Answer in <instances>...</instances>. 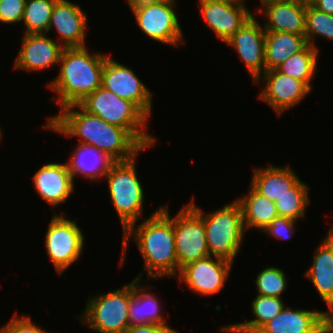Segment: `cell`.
Returning a JSON list of instances; mask_svg holds the SVG:
<instances>
[{"mask_svg": "<svg viewBox=\"0 0 333 333\" xmlns=\"http://www.w3.org/2000/svg\"><path fill=\"white\" fill-rule=\"evenodd\" d=\"M307 45L305 35L266 31L265 71L276 69L292 54L302 51Z\"/></svg>", "mask_w": 333, "mask_h": 333, "instance_id": "cell-25", "label": "cell"}, {"mask_svg": "<svg viewBox=\"0 0 333 333\" xmlns=\"http://www.w3.org/2000/svg\"><path fill=\"white\" fill-rule=\"evenodd\" d=\"M265 83L258 96L280 116L284 111L300 103L311 91L302 81L278 72L276 69L265 71L256 81Z\"/></svg>", "mask_w": 333, "mask_h": 333, "instance_id": "cell-15", "label": "cell"}, {"mask_svg": "<svg viewBox=\"0 0 333 333\" xmlns=\"http://www.w3.org/2000/svg\"><path fill=\"white\" fill-rule=\"evenodd\" d=\"M64 47L46 33L23 34L14 69L27 72L46 69L58 64Z\"/></svg>", "mask_w": 333, "mask_h": 333, "instance_id": "cell-17", "label": "cell"}, {"mask_svg": "<svg viewBox=\"0 0 333 333\" xmlns=\"http://www.w3.org/2000/svg\"><path fill=\"white\" fill-rule=\"evenodd\" d=\"M175 249L180 269L209 255L203 218L189 205L173 217Z\"/></svg>", "mask_w": 333, "mask_h": 333, "instance_id": "cell-10", "label": "cell"}, {"mask_svg": "<svg viewBox=\"0 0 333 333\" xmlns=\"http://www.w3.org/2000/svg\"><path fill=\"white\" fill-rule=\"evenodd\" d=\"M308 2L319 11L333 15V0H309Z\"/></svg>", "mask_w": 333, "mask_h": 333, "instance_id": "cell-38", "label": "cell"}, {"mask_svg": "<svg viewBox=\"0 0 333 333\" xmlns=\"http://www.w3.org/2000/svg\"><path fill=\"white\" fill-rule=\"evenodd\" d=\"M330 331L333 333V314L330 316Z\"/></svg>", "mask_w": 333, "mask_h": 333, "instance_id": "cell-41", "label": "cell"}, {"mask_svg": "<svg viewBox=\"0 0 333 333\" xmlns=\"http://www.w3.org/2000/svg\"><path fill=\"white\" fill-rule=\"evenodd\" d=\"M161 1H164V0H127V3L130 6V8L132 9L139 5H143V4H147V3H157V2H161Z\"/></svg>", "mask_w": 333, "mask_h": 333, "instance_id": "cell-39", "label": "cell"}, {"mask_svg": "<svg viewBox=\"0 0 333 333\" xmlns=\"http://www.w3.org/2000/svg\"><path fill=\"white\" fill-rule=\"evenodd\" d=\"M47 120L44 128L66 137H78V144L93 146L114 162L131 160L146 150L126 129L105 122L78 104L60 108L59 114Z\"/></svg>", "mask_w": 333, "mask_h": 333, "instance_id": "cell-1", "label": "cell"}, {"mask_svg": "<svg viewBox=\"0 0 333 333\" xmlns=\"http://www.w3.org/2000/svg\"><path fill=\"white\" fill-rule=\"evenodd\" d=\"M304 35L307 43L317 49L316 37L333 41V15L319 11L307 2Z\"/></svg>", "mask_w": 333, "mask_h": 333, "instance_id": "cell-30", "label": "cell"}, {"mask_svg": "<svg viewBox=\"0 0 333 333\" xmlns=\"http://www.w3.org/2000/svg\"><path fill=\"white\" fill-rule=\"evenodd\" d=\"M241 1L199 0L203 21L217 35L218 39L226 42L253 15Z\"/></svg>", "mask_w": 333, "mask_h": 333, "instance_id": "cell-14", "label": "cell"}, {"mask_svg": "<svg viewBox=\"0 0 333 333\" xmlns=\"http://www.w3.org/2000/svg\"><path fill=\"white\" fill-rule=\"evenodd\" d=\"M38 195L56 208L74 192V179L66 163H46L32 177Z\"/></svg>", "mask_w": 333, "mask_h": 333, "instance_id": "cell-20", "label": "cell"}, {"mask_svg": "<svg viewBox=\"0 0 333 333\" xmlns=\"http://www.w3.org/2000/svg\"><path fill=\"white\" fill-rule=\"evenodd\" d=\"M136 157L128 161L113 162L104 176L123 232L143 216L144 187L137 175Z\"/></svg>", "mask_w": 333, "mask_h": 333, "instance_id": "cell-6", "label": "cell"}, {"mask_svg": "<svg viewBox=\"0 0 333 333\" xmlns=\"http://www.w3.org/2000/svg\"><path fill=\"white\" fill-rule=\"evenodd\" d=\"M176 0L147 3L131 9L139 29L153 41L178 47L185 44L183 31L174 10ZM184 41V42H183Z\"/></svg>", "mask_w": 333, "mask_h": 333, "instance_id": "cell-9", "label": "cell"}, {"mask_svg": "<svg viewBox=\"0 0 333 333\" xmlns=\"http://www.w3.org/2000/svg\"><path fill=\"white\" fill-rule=\"evenodd\" d=\"M1 131H2V129H1V127H0V143L2 142L1 139H3V138H2V133H3V132H1Z\"/></svg>", "mask_w": 333, "mask_h": 333, "instance_id": "cell-42", "label": "cell"}, {"mask_svg": "<svg viewBox=\"0 0 333 333\" xmlns=\"http://www.w3.org/2000/svg\"><path fill=\"white\" fill-rule=\"evenodd\" d=\"M101 86L122 99L133 102L148 118L152 113V92L140 81L134 70L117 60L106 58Z\"/></svg>", "mask_w": 333, "mask_h": 333, "instance_id": "cell-11", "label": "cell"}, {"mask_svg": "<svg viewBox=\"0 0 333 333\" xmlns=\"http://www.w3.org/2000/svg\"><path fill=\"white\" fill-rule=\"evenodd\" d=\"M30 316L20 315L17 313L0 329V333H51L43 327L35 325Z\"/></svg>", "mask_w": 333, "mask_h": 333, "instance_id": "cell-33", "label": "cell"}, {"mask_svg": "<svg viewBox=\"0 0 333 333\" xmlns=\"http://www.w3.org/2000/svg\"><path fill=\"white\" fill-rule=\"evenodd\" d=\"M285 307L281 298L257 295L252 301V312L255 319L241 322L252 327H262L272 320Z\"/></svg>", "mask_w": 333, "mask_h": 333, "instance_id": "cell-32", "label": "cell"}, {"mask_svg": "<svg viewBox=\"0 0 333 333\" xmlns=\"http://www.w3.org/2000/svg\"><path fill=\"white\" fill-rule=\"evenodd\" d=\"M26 0H0V23L22 22Z\"/></svg>", "mask_w": 333, "mask_h": 333, "instance_id": "cell-34", "label": "cell"}, {"mask_svg": "<svg viewBox=\"0 0 333 333\" xmlns=\"http://www.w3.org/2000/svg\"><path fill=\"white\" fill-rule=\"evenodd\" d=\"M107 57L101 52L90 53L87 47L64 48L58 63V76L47 84L57 94V98L50 100L57 101L60 108L80 103L101 87Z\"/></svg>", "mask_w": 333, "mask_h": 333, "instance_id": "cell-3", "label": "cell"}, {"mask_svg": "<svg viewBox=\"0 0 333 333\" xmlns=\"http://www.w3.org/2000/svg\"><path fill=\"white\" fill-rule=\"evenodd\" d=\"M262 328L267 333H329L330 316L319 310L284 307Z\"/></svg>", "mask_w": 333, "mask_h": 333, "instance_id": "cell-19", "label": "cell"}, {"mask_svg": "<svg viewBox=\"0 0 333 333\" xmlns=\"http://www.w3.org/2000/svg\"><path fill=\"white\" fill-rule=\"evenodd\" d=\"M143 273L133 279V295L129 304L130 326L148 324H167L166 318L161 314V304L154 293H149L150 286H142L140 282ZM141 279V280H140ZM140 281V282H139Z\"/></svg>", "mask_w": 333, "mask_h": 333, "instance_id": "cell-23", "label": "cell"}, {"mask_svg": "<svg viewBox=\"0 0 333 333\" xmlns=\"http://www.w3.org/2000/svg\"><path fill=\"white\" fill-rule=\"evenodd\" d=\"M168 205L158 207L151 216L139 225H130L122 236V256L120 266L124 265L126 249L130 237L138 245L143 257L148 279L161 277H177L178 261L175 249L173 218L170 217ZM172 218V219H171Z\"/></svg>", "mask_w": 333, "mask_h": 333, "instance_id": "cell-2", "label": "cell"}, {"mask_svg": "<svg viewBox=\"0 0 333 333\" xmlns=\"http://www.w3.org/2000/svg\"><path fill=\"white\" fill-rule=\"evenodd\" d=\"M249 186L247 195L236 198L242 209L243 226L245 231L257 228L262 232L278 216L277 208L275 202L258 193L251 185Z\"/></svg>", "mask_w": 333, "mask_h": 333, "instance_id": "cell-26", "label": "cell"}, {"mask_svg": "<svg viewBox=\"0 0 333 333\" xmlns=\"http://www.w3.org/2000/svg\"><path fill=\"white\" fill-rule=\"evenodd\" d=\"M254 281L257 288V295L272 296L282 299V294L287 288V276L283 269L275 266H267Z\"/></svg>", "mask_w": 333, "mask_h": 333, "instance_id": "cell-31", "label": "cell"}, {"mask_svg": "<svg viewBox=\"0 0 333 333\" xmlns=\"http://www.w3.org/2000/svg\"><path fill=\"white\" fill-rule=\"evenodd\" d=\"M88 17L80 5L70 0H57L49 21L47 33L56 29V39L64 48L86 47V26Z\"/></svg>", "mask_w": 333, "mask_h": 333, "instance_id": "cell-16", "label": "cell"}, {"mask_svg": "<svg viewBox=\"0 0 333 333\" xmlns=\"http://www.w3.org/2000/svg\"><path fill=\"white\" fill-rule=\"evenodd\" d=\"M113 162L105 153L84 144H77L67 160L74 182L81 175L91 181L104 177Z\"/></svg>", "mask_w": 333, "mask_h": 333, "instance_id": "cell-24", "label": "cell"}, {"mask_svg": "<svg viewBox=\"0 0 333 333\" xmlns=\"http://www.w3.org/2000/svg\"><path fill=\"white\" fill-rule=\"evenodd\" d=\"M57 0H26L22 16L23 34L46 33Z\"/></svg>", "mask_w": 333, "mask_h": 333, "instance_id": "cell-29", "label": "cell"}, {"mask_svg": "<svg viewBox=\"0 0 333 333\" xmlns=\"http://www.w3.org/2000/svg\"><path fill=\"white\" fill-rule=\"evenodd\" d=\"M53 211V217L45 233V250L52 261L56 273L62 275L83 254L85 236L76 220H69Z\"/></svg>", "mask_w": 333, "mask_h": 333, "instance_id": "cell-8", "label": "cell"}, {"mask_svg": "<svg viewBox=\"0 0 333 333\" xmlns=\"http://www.w3.org/2000/svg\"><path fill=\"white\" fill-rule=\"evenodd\" d=\"M253 171L250 185L272 202L288 193V190L300 180L288 164L284 167L269 164L265 168H253Z\"/></svg>", "mask_w": 333, "mask_h": 333, "instance_id": "cell-22", "label": "cell"}, {"mask_svg": "<svg viewBox=\"0 0 333 333\" xmlns=\"http://www.w3.org/2000/svg\"><path fill=\"white\" fill-rule=\"evenodd\" d=\"M133 295V280L128 284L87 300L80 322L95 333H124L130 326L129 304Z\"/></svg>", "mask_w": 333, "mask_h": 333, "instance_id": "cell-7", "label": "cell"}, {"mask_svg": "<svg viewBox=\"0 0 333 333\" xmlns=\"http://www.w3.org/2000/svg\"><path fill=\"white\" fill-rule=\"evenodd\" d=\"M218 1H241V0H218Z\"/></svg>", "mask_w": 333, "mask_h": 333, "instance_id": "cell-43", "label": "cell"}, {"mask_svg": "<svg viewBox=\"0 0 333 333\" xmlns=\"http://www.w3.org/2000/svg\"><path fill=\"white\" fill-rule=\"evenodd\" d=\"M317 246L312 265L304 273L327 304L329 316L333 314V246L324 238Z\"/></svg>", "mask_w": 333, "mask_h": 333, "instance_id": "cell-21", "label": "cell"}, {"mask_svg": "<svg viewBox=\"0 0 333 333\" xmlns=\"http://www.w3.org/2000/svg\"><path fill=\"white\" fill-rule=\"evenodd\" d=\"M224 333H267L262 327H252L243 323L224 325L219 328Z\"/></svg>", "mask_w": 333, "mask_h": 333, "instance_id": "cell-37", "label": "cell"}, {"mask_svg": "<svg viewBox=\"0 0 333 333\" xmlns=\"http://www.w3.org/2000/svg\"><path fill=\"white\" fill-rule=\"evenodd\" d=\"M309 186L301 179L275 201L278 216L289 218L294 221L305 218L307 206L310 203Z\"/></svg>", "mask_w": 333, "mask_h": 333, "instance_id": "cell-28", "label": "cell"}, {"mask_svg": "<svg viewBox=\"0 0 333 333\" xmlns=\"http://www.w3.org/2000/svg\"><path fill=\"white\" fill-rule=\"evenodd\" d=\"M78 105L105 122L126 129L144 148L156 144L148 133L149 118L131 101L122 99L102 86L86 96Z\"/></svg>", "mask_w": 333, "mask_h": 333, "instance_id": "cell-4", "label": "cell"}, {"mask_svg": "<svg viewBox=\"0 0 333 333\" xmlns=\"http://www.w3.org/2000/svg\"><path fill=\"white\" fill-rule=\"evenodd\" d=\"M306 0H267L257 13L265 16V31L305 34Z\"/></svg>", "mask_w": 333, "mask_h": 333, "instance_id": "cell-18", "label": "cell"}, {"mask_svg": "<svg viewBox=\"0 0 333 333\" xmlns=\"http://www.w3.org/2000/svg\"><path fill=\"white\" fill-rule=\"evenodd\" d=\"M124 333H179L168 324H148V325H135L129 326Z\"/></svg>", "mask_w": 333, "mask_h": 333, "instance_id": "cell-36", "label": "cell"}, {"mask_svg": "<svg viewBox=\"0 0 333 333\" xmlns=\"http://www.w3.org/2000/svg\"><path fill=\"white\" fill-rule=\"evenodd\" d=\"M296 221L277 216L262 232L277 239H289L295 232Z\"/></svg>", "mask_w": 333, "mask_h": 333, "instance_id": "cell-35", "label": "cell"}, {"mask_svg": "<svg viewBox=\"0 0 333 333\" xmlns=\"http://www.w3.org/2000/svg\"><path fill=\"white\" fill-rule=\"evenodd\" d=\"M232 265L224 259L208 256L182 267L177 278L192 292L201 296L214 295L223 289Z\"/></svg>", "mask_w": 333, "mask_h": 333, "instance_id": "cell-12", "label": "cell"}, {"mask_svg": "<svg viewBox=\"0 0 333 333\" xmlns=\"http://www.w3.org/2000/svg\"><path fill=\"white\" fill-rule=\"evenodd\" d=\"M319 49L308 44L302 51L292 54L276 70L284 75L302 81L310 90H313L311 79L316 74Z\"/></svg>", "mask_w": 333, "mask_h": 333, "instance_id": "cell-27", "label": "cell"}, {"mask_svg": "<svg viewBox=\"0 0 333 333\" xmlns=\"http://www.w3.org/2000/svg\"><path fill=\"white\" fill-rule=\"evenodd\" d=\"M188 204L203 218L209 255L233 264L245 237L239 202L234 199L209 214L196 206L194 197Z\"/></svg>", "mask_w": 333, "mask_h": 333, "instance_id": "cell-5", "label": "cell"}, {"mask_svg": "<svg viewBox=\"0 0 333 333\" xmlns=\"http://www.w3.org/2000/svg\"><path fill=\"white\" fill-rule=\"evenodd\" d=\"M266 31L253 15L225 43L233 47L255 82L265 72Z\"/></svg>", "mask_w": 333, "mask_h": 333, "instance_id": "cell-13", "label": "cell"}, {"mask_svg": "<svg viewBox=\"0 0 333 333\" xmlns=\"http://www.w3.org/2000/svg\"><path fill=\"white\" fill-rule=\"evenodd\" d=\"M325 239L333 246V225L329 228Z\"/></svg>", "mask_w": 333, "mask_h": 333, "instance_id": "cell-40", "label": "cell"}]
</instances>
